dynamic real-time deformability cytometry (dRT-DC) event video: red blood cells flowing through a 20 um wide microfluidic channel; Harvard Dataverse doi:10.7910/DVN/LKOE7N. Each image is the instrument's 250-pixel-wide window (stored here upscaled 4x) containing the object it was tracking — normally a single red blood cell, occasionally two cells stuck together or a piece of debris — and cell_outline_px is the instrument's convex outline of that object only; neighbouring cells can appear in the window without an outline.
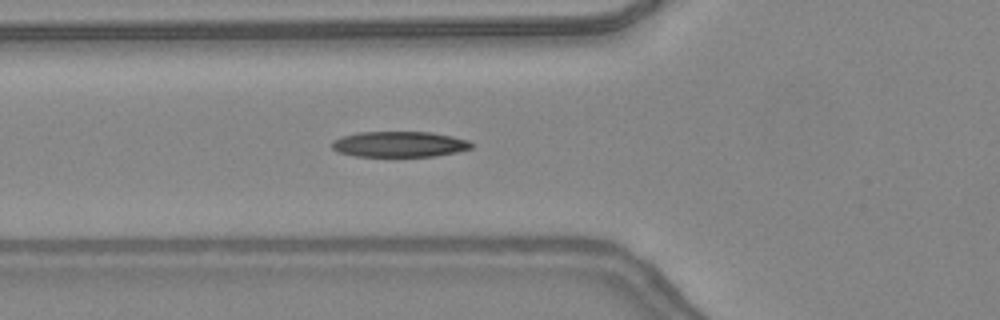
{"species": "common noctule bat (a hibernating species)", "species_latin": "Nyctalus noctula", "temperature_condition": "warm", "stored_images_in_passage": 32, "camera_frame_rate_fps": 3000, "um_per_image_px": 0.085, "animal": {"sex": "female", "body_mass_g": 24.6, "forearm_length_mm": 56.2}, "frame": {"image": 1, "passage_image": 2, "time_ms": 0.333, "image_size_px": [1000, 320], "cell_outline_px": [[476, 144], [472, 148], [456, 152], [436, 156], [356, 156], [336, 152], [332, 148], [332, 140], [344, 136], [360, 132], [432, 132], [452, 136], [468, 140]], "centroid_in_image_um": [33.98, 12.26], "position_along_channel_um": 91.8, "area_um2": 20.92}}
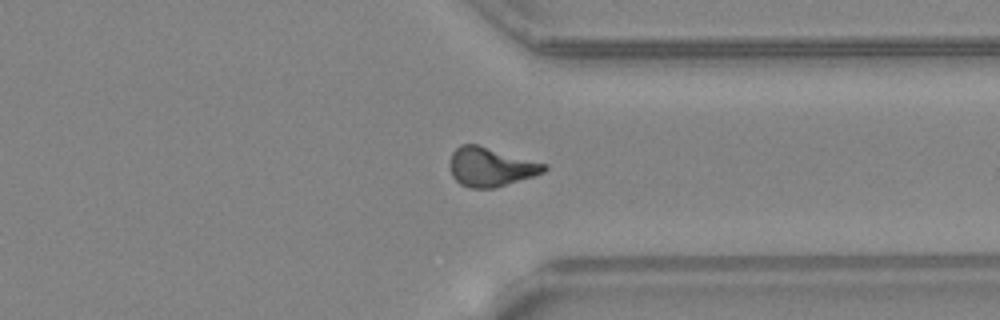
{"frame": {"image": 2, "passage_image": 21, "time_ms": 6.667, "image_size_px": [1000, 320], "cell_outline_px": [[548, 168], [544, 172], [496, 188], [468, 188], [460, 184], [452, 176], [448, 164], [452, 152], [460, 144], [476, 144], [548, 164]], "centroid_in_image_um": [41.68, 14.19], "position_along_channel_um": 369.7, "area_um2": 21.56}}
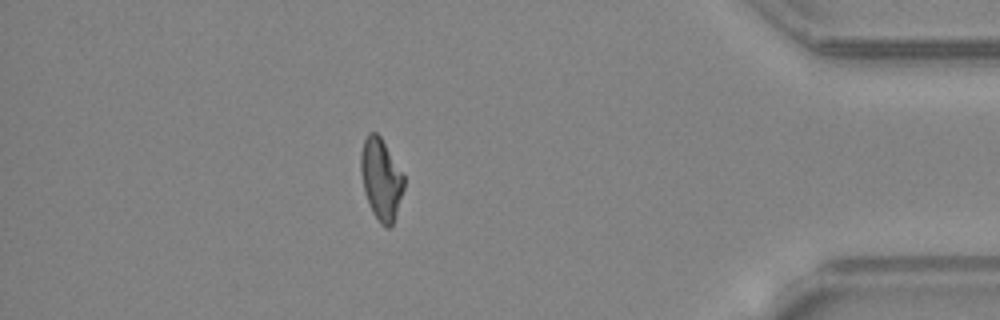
{"frame": {"image": 3, "passage_image": 26, "time_ms": 8.333, "image_size_px": [1000, 320], "cell_outline_px": [[404, 188], [392, 228], [384, 228], [380, 224], [372, 212], [364, 192], [360, 172], [360, 152], [364, 140], [368, 132], [376, 132], [380, 136], [404, 176]], "centroid_in_image_um": [32.37, 15.26], "position_along_channel_um": 402.8, "area_um2": 20.58}}